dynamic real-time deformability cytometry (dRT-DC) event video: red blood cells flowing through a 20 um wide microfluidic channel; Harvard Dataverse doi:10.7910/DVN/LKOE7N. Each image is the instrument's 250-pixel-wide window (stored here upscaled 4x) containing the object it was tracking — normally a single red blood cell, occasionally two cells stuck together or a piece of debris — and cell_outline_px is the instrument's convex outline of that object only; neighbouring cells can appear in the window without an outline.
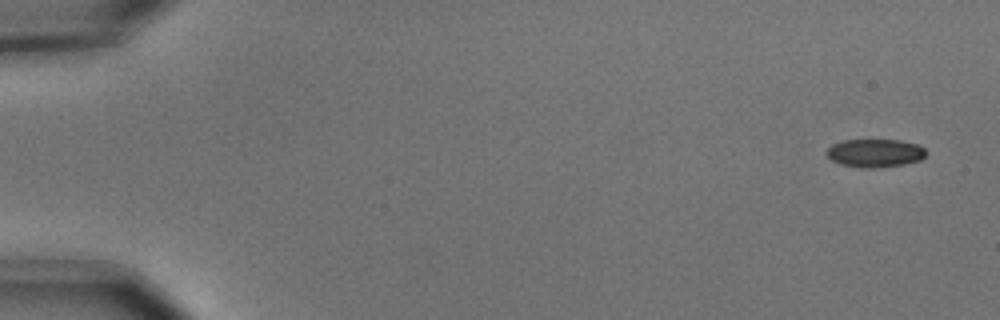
{"species": "common noctule bat (a hibernating species)", "species_latin": "Nyctalus noctula", "temperature_condition": "cold", "stored_images_in_passage": 6, "camera_frame_rate_fps": 3000, "um_per_image_px": 0.085, "animal": {"sex": "male", "body_mass_g": 15.6}, "frame": {"image": 1, "passage_image": 1, "time_ms": 0.0, "image_size_px": [1000, 320], "cell_outline_px": [[928, 152], [920, 160], [904, 164], [876, 168], [864, 168], [840, 164], [832, 160], [824, 152], [832, 144], [844, 140], [900, 140], [916, 144], [924, 148]], "centroid_in_image_um": [74.37, 13.01], "position_along_channel_um": 10.6, "area_um2": 16.36}}